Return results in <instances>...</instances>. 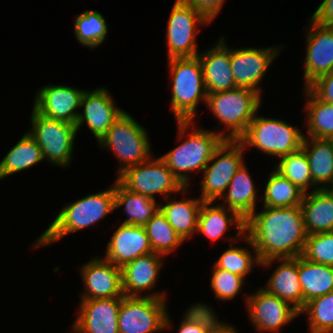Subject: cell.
Segmentation results:
<instances>
[{
  "instance_id": "cell-24",
  "label": "cell",
  "mask_w": 333,
  "mask_h": 333,
  "mask_svg": "<svg viewBox=\"0 0 333 333\" xmlns=\"http://www.w3.org/2000/svg\"><path fill=\"white\" fill-rule=\"evenodd\" d=\"M233 227L236 228V231H245L246 220L236 211L220 203L203 201L198 215L197 234H202L213 243L223 239L226 232Z\"/></svg>"
},
{
  "instance_id": "cell-1",
  "label": "cell",
  "mask_w": 333,
  "mask_h": 333,
  "mask_svg": "<svg viewBox=\"0 0 333 333\" xmlns=\"http://www.w3.org/2000/svg\"><path fill=\"white\" fill-rule=\"evenodd\" d=\"M262 207L246 219L245 227L260 262L302 256L308 234L301 205Z\"/></svg>"
},
{
  "instance_id": "cell-3",
  "label": "cell",
  "mask_w": 333,
  "mask_h": 333,
  "mask_svg": "<svg viewBox=\"0 0 333 333\" xmlns=\"http://www.w3.org/2000/svg\"><path fill=\"white\" fill-rule=\"evenodd\" d=\"M61 209L48 228L36 238L32 248L50 246L68 234L96 225L112 213L115 210L114 182L109 189L91 193L66 204Z\"/></svg>"
},
{
  "instance_id": "cell-16",
  "label": "cell",
  "mask_w": 333,
  "mask_h": 333,
  "mask_svg": "<svg viewBox=\"0 0 333 333\" xmlns=\"http://www.w3.org/2000/svg\"><path fill=\"white\" fill-rule=\"evenodd\" d=\"M307 23L303 88L320 76L333 72V27L316 23L311 18Z\"/></svg>"
},
{
  "instance_id": "cell-11",
  "label": "cell",
  "mask_w": 333,
  "mask_h": 333,
  "mask_svg": "<svg viewBox=\"0 0 333 333\" xmlns=\"http://www.w3.org/2000/svg\"><path fill=\"white\" fill-rule=\"evenodd\" d=\"M116 179L128 190L156 200L162 195L163 200L179 193L184 186L169 170L160 157L152 156L149 160L126 169Z\"/></svg>"
},
{
  "instance_id": "cell-12",
  "label": "cell",
  "mask_w": 333,
  "mask_h": 333,
  "mask_svg": "<svg viewBox=\"0 0 333 333\" xmlns=\"http://www.w3.org/2000/svg\"><path fill=\"white\" fill-rule=\"evenodd\" d=\"M211 24L184 0H176L167 21L166 44L170 58L197 57V33L200 26Z\"/></svg>"
},
{
  "instance_id": "cell-42",
  "label": "cell",
  "mask_w": 333,
  "mask_h": 333,
  "mask_svg": "<svg viewBox=\"0 0 333 333\" xmlns=\"http://www.w3.org/2000/svg\"><path fill=\"white\" fill-rule=\"evenodd\" d=\"M307 89L320 101L333 104V72L320 76Z\"/></svg>"
},
{
  "instance_id": "cell-23",
  "label": "cell",
  "mask_w": 333,
  "mask_h": 333,
  "mask_svg": "<svg viewBox=\"0 0 333 333\" xmlns=\"http://www.w3.org/2000/svg\"><path fill=\"white\" fill-rule=\"evenodd\" d=\"M275 262H279V265L270 275L266 286L261 288L288 302L300 312L303 309V293L298 276V257L265 260L260 266L268 268Z\"/></svg>"
},
{
  "instance_id": "cell-46",
  "label": "cell",
  "mask_w": 333,
  "mask_h": 333,
  "mask_svg": "<svg viewBox=\"0 0 333 333\" xmlns=\"http://www.w3.org/2000/svg\"><path fill=\"white\" fill-rule=\"evenodd\" d=\"M328 140L331 142V144L333 146V136H331Z\"/></svg>"
},
{
  "instance_id": "cell-45",
  "label": "cell",
  "mask_w": 333,
  "mask_h": 333,
  "mask_svg": "<svg viewBox=\"0 0 333 333\" xmlns=\"http://www.w3.org/2000/svg\"><path fill=\"white\" fill-rule=\"evenodd\" d=\"M234 325L228 324L220 333H239Z\"/></svg>"
},
{
  "instance_id": "cell-9",
  "label": "cell",
  "mask_w": 333,
  "mask_h": 333,
  "mask_svg": "<svg viewBox=\"0 0 333 333\" xmlns=\"http://www.w3.org/2000/svg\"><path fill=\"white\" fill-rule=\"evenodd\" d=\"M167 298L121 297L119 333H157L171 329Z\"/></svg>"
},
{
  "instance_id": "cell-22",
  "label": "cell",
  "mask_w": 333,
  "mask_h": 333,
  "mask_svg": "<svg viewBox=\"0 0 333 333\" xmlns=\"http://www.w3.org/2000/svg\"><path fill=\"white\" fill-rule=\"evenodd\" d=\"M221 36L216 44L198 54L207 94L237 88L231 69L230 47Z\"/></svg>"
},
{
  "instance_id": "cell-17",
  "label": "cell",
  "mask_w": 333,
  "mask_h": 333,
  "mask_svg": "<svg viewBox=\"0 0 333 333\" xmlns=\"http://www.w3.org/2000/svg\"><path fill=\"white\" fill-rule=\"evenodd\" d=\"M164 256L157 253H150L137 257L121 268L122 291L127 297H152L166 298V291H154L151 289L159 282L158 278L164 264ZM147 292V293H144ZM144 293V294H143Z\"/></svg>"
},
{
  "instance_id": "cell-36",
  "label": "cell",
  "mask_w": 333,
  "mask_h": 333,
  "mask_svg": "<svg viewBox=\"0 0 333 333\" xmlns=\"http://www.w3.org/2000/svg\"><path fill=\"white\" fill-rule=\"evenodd\" d=\"M154 253L168 256L185 243L159 209L144 226Z\"/></svg>"
},
{
  "instance_id": "cell-26",
  "label": "cell",
  "mask_w": 333,
  "mask_h": 333,
  "mask_svg": "<svg viewBox=\"0 0 333 333\" xmlns=\"http://www.w3.org/2000/svg\"><path fill=\"white\" fill-rule=\"evenodd\" d=\"M308 235L333 231V193L317 189L304 194L301 202Z\"/></svg>"
},
{
  "instance_id": "cell-31",
  "label": "cell",
  "mask_w": 333,
  "mask_h": 333,
  "mask_svg": "<svg viewBox=\"0 0 333 333\" xmlns=\"http://www.w3.org/2000/svg\"><path fill=\"white\" fill-rule=\"evenodd\" d=\"M298 276L303 293V308L311 299L333 292V266L299 256Z\"/></svg>"
},
{
  "instance_id": "cell-28",
  "label": "cell",
  "mask_w": 333,
  "mask_h": 333,
  "mask_svg": "<svg viewBox=\"0 0 333 333\" xmlns=\"http://www.w3.org/2000/svg\"><path fill=\"white\" fill-rule=\"evenodd\" d=\"M301 149L307 156L311 177L318 189L333 183V146L328 139L304 137Z\"/></svg>"
},
{
  "instance_id": "cell-6",
  "label": "cell",
  "mask_w": 333,
  "mask_h": 333,
  "mask_svg": "<svg viewBox=\"0 0 333 333\" xmlns=\"http://www.w3.org/2000/svg\"><path fill=\"white\" fill-rule=\"evenodd\" d=\"M102 149L111 150L117 158V177L126 169L149 160L154 154L147 128L126 111L98 141Z\"/></svg>"
},
{
  "instance_id": "cell-5",
  "label": "cell",
  "mask_w": 333,
  "mask_h": 333,
  "mask_svg": "<svg viewBox=\"0 0 333 333\" xmlns=\"http://www.w3.org/2000/svg\"><path fill=\"white\" fill-rule=\"evenodd\" d=\"M171 87V110L175 121H195L199 103L206 105L207 92L200 59L197 57L168 59Z\"/></svg>"
},
{
  "instance_id": "cell-33",
  "label": "cell",
  "mask_w": 333,
  "mask_h": 333,
  "mask_svg": "<svg viewBox=\"0 0 333 333\" xmlns=\"http://www.w3.org/2000/svg\"><path fill=\"white\" fill-rule=\"evenodd\" d=\"M303 95L306 97L303 122L307 130L304 137L329 139L333 136V104L320 101L307 88H303Z\"/></svg>"
},
{
  "instance_id": "cell-18",
  "label": "cell",
  "mask_w": 333,
  "mask_h": 333,
  "mask_svg": "<svg viewBox=\"0 0 333 333\" xmlns=\"http://www.w3.org/2000/svg\"><path fill=\"white\" fill-rule=\"evenodd\" d=\"M84 290L80 300L121 298V268L101 257H92L79 267Z\"/></svg>"
},
{
  "instance_id": "cell-14",
  "label": "cell",
  "mask_w": 333,
  "mask_h": 333,
  "mask_svg": "<svg viewBox=\"0 0 333 333\" xmlns=\"http://www.w3.org/2000/svg\"><path fill=\"white\" fill-rule=\"evenodd\" d=\"M283 46L277 47H241L230 49L231 69L237 87L250 88L262 94L260 83L266 72L283 50Z\"/></svg>"
},
{
  "instance_id": "cell-34",
  "label": "cell",
  "mask_w": 333,
  "mask_h": 333,
  "mask_svg": "<svg viewBox=\"0 0 333 333\" xmlns=\"http://www.w3.org/2000/svg\"><path fill=\"white\" fill-rule=\"evenodd\" d=\"M263 194L267 207H293L301 205L304 192L275 169L268 175Z\"/></svg>"
},
{
  "instance_id": "cell-21",
  "label": "cell",
  "mask_w": 333,
  "mask_h": 333,
  "mask_svg": "<svg viewBox=\"0 0 333 333\" xmlns=\"http://www.w3.org/2000/svg\"><path fill=\"white\" fill-rule=\"evenodd\" d=\"M152 252L145 227L120 223L107 243L103 259L122 268L137 257Z\"/></svg>"
},
{
  "instance_id": "cell-37",
  "label": "cell",
  "mask_w": 333,
  "mask_h": 333,
  "mask_svg": "<svg viewBox=\"0 0 333 333\" xmlns=\"http://www.w3.org/2000/svg\"><path fill=\"white\" fill-rule=\"evenodd\" d=\"M73 26L76 40L89 49L101 46L109 32L104 16L96 10H86L77 15Z\"/></svg>"
},
{
  "instance_id": "cell-44",
  "label": "cell",
  "mask_w": 333,
  "mask_h": 333,
  "mask_svg": "<svg viewBox=\"0 0 333 333\" xmlns=\"http://www.w3.org/2000/svg\"><path fill=\"white\" fill-rule=\"evenodd\" d=\"M310 18L321 25L333 27V0H323Z\"/></svg>"
},
{
  "instance_id": "cell-35",
  "label": "cell",
  "mask_w": 333,
  "mask_h": 333,
  "mask_svg": "<svg viewBox=\"0 0 333 333\" xmlns=\"http://www.w3.org/2000/svg\"><path fill=\"white\" fill-rule=\"evenodd\" d=\"M214 310L202 302L190 305L183 314L177 333H220L229 323L219 320Z\"/></svg>"
},
{
  "instance_id": "cell-32",
  "label": "cell",
  "mask_w": 333,
  "mask_h": 333,
  "mask_svg": "<svg viewBox=\"0 0 333 333\" xmlns=\"http://www.w3.org/2000/svg\"><path fill=\"white\" fill-rule=\"evenodd\" d=\"M42 161H44V158L40 146L26 131L1 159L0 180L30 169Z\"/></svg>"
},
{
  "instance_id": "cell-27",
  "label": "cell",
  "mask_w": 333,
  "mask_h": 333,
  "mask_svg": "<svg viewBox=\"0 0 333 333\" xmlns=\"http://www.w3.org/2000/svg\"><path fill=\"white\" fill-rule=\"evenodd\" d=\"M258 189L253 178L244 163L232 178L226 192L220 200L221 205L236 211L244 220H246L254 211H256Z\"/></svg>"
},
{
  "instance_id": "cell-25",
  "label": "cell",
  "mask_w": 333,
  "mask_h": 333,
  "mask_svg": "<svg viewBox=\"0 0 333 333\" xmlns=\"http://www.w3.org/2000/svg\"><path fill=\"white\" fill-rule=\"evenodd\" d=\"M186 192H189V187H184L180 191L182 199L173 200L169 196L165 199V204L159 202V209L184 242L197 235L198 215L203 203L199 196L185 200L183 196L185 197Z\"/></svg>"
},
{
  "instance_id": "cell-19",
  "label": "cell",
  "mask_w": 333,
  "mask_h": 333,
  "mask_svg": "<svg viewBox=\"0 0 333 333\" xmlns=\"http://www.w3.org/2000/svg\"><path fill=\"white\" fill-rule=\"evenodd\" d=\"M85 91L74 86L49 84L36 92L32 107L45 117L76 125L81 98Z\"/></svg>"
},
{
  "instance_id": "cell-43",
  "label": "cell",
  "mask_w": 333,
  "mask_h": 333,
  "mask_svg": "<svg viewBox=\"0 0 333 333\" xmlns=\"http://www.w3.org/2000/svg\"><path fill=\"white\" fill-rule=\"evenodd\" d=\"M201 13L210 23L219 15L226 0H184Z\"/></svg>"
},
{
  "instance_id": "cell-10",
  "label": "cell",
  "mask_w": 333,
  "mask_h": 333,
  "mask_svg": "<svg viewBox=\"0 0 333 333\" xmlns=\"http://www.w3.org/2000/svg\"><path fill=\"white\" fill-rule=\"evenodd\" d=\"M245 148L239 140H224L203 169L200 198L216 202L226 192L236 172L243 166Z\"/></svg>"
},
{
  "instance_id": "cell-40",
  "label": "cell",
  "mask_w": 333,
  "mask_h": 333,
  "mask_svg": "<svg viewBox=\"0 0 333 333\" xmlns=\"http://www.w3.org/2000/svg\"><path fill=\"white\" fill-rule=\"evenodd\" d=\"M212 267L210 289L213 290L216 299L227 302L236 298L246 285V280L240 275L217 268L214 264Z\"/></svg>"
},
{
  "instance_id": "cell-13",
  "label": "cell",
  "mask_w": 333,
  "mask_h": 333,
  "mask_svg": "<svg viewBox=\"0 0 333 333\" xmlns=\"http://www.w3.org/2000/svg\"><path fill=\"white\" fill-rule=\"evenodd\" d=\"M247 313L254 329L259 333H279L288 323L300 316L288 302L267 293L260 286L255 293L244 296Z\"/></svg>"
},
{
  "instance_id": "cell-47",
  "label": "cell",
  "mask_w": 333,
  "mask_h": 333,
  "mask_svg": "<svg viewBox=\"0 0 333 333\" xmlns=\"http://www.w3.org/2000/svg\"><path fill=\"white\" fill-rule=\"evenodd\" d=\"M328 190H330L333 193V183L332 185L328 188Z\"/></svg>"
},
{
  "instance_id": "cell-15",
  "label": "cell",
  "mask_w": 333,
  "mask_h": 333,
  "mask_svg": "<svg viewBox=\"0 0 333 333\" xmlns=\"http://www.w3.org/2000/svg\"><path fill=\"white\" fill-rule=\"evenodd\" d=\"M109 89L100 87L86 90L81 98L80 108L76 120V130L79 132L82 125H87L90 132L98 142L111 128L114 122L125 112L118 108Z\"/></svg>"
},
{
  "instance_id": "cell-2",
  "label": "cell",
  "mask_w": 333,
  "mask_h": 333,
  "mask_svg": "<svg viewBox=\"0 0 333 333\" xmlns=\"http://www.w3.org/2000/svg\"><path fill=\"white\" fill-rule=\"evenodd\" d=\"M176 123V139L181 143L159 157L184 187L191 188L190 174L203 172L215 150L225 139L214 129L212 131L196 128L194 120L176 121ZM189 129L192 131L187 133Z\"/></svg>"
},
{
  "instance_id": "cell-20",
  "label": "cell",
  "mask_w": 333,
  "mask_h": 333,
  "mask_svg": "<svg viewBox=\"0 0 333 333\" xmlns=\"http://www.w3.org/2000/svg\"><path fill=\"white\" fill-rule=\"evenodd\" d=\"M73 333H119L121 298L80 300Z\"/></svg>"
},
{
  "instance_id": "cell-4",
  "label": "cell",
  "mask_w": 333,
  "mask_h": 333,
  "mask_svg": "<svg viewBox=\"0 0 333 333\" xmlns=\"http://www.w3.org/2000/svg\"><path fill=\"white\" fill-rule=\"evenodd\" d=\"M262 101L261 94L257 91L237 87L207 94L206 107L220 122L218 124L227 128L216 129L215 132L225 140H239L246 133L251 120L261 108Z\"/></svg>"
},
{
  "instance_id": "cell-41",
  "label": "cell",
  "mask_w": 333,
  "mask_h": 333,
  "mask_svg": "<svg viewBox=\"0 0 333 333\" xmlns=\"http://www.w3.org/2000/svg\"><path fill=\"white\" fill-rule=\"evenodd\" d=\"M302 257L333 266V231L308 235Z\"/></svg>"
},
{
  "instance_id": "cell-38",
  "label": "cell",
  "mask_w": 333,
  "mask_h": 333,
  "mask_svg": "<svg viewBox=\"0 0 333 333\" xmlns=\"http://www.w3.org/2000/svg\"><path fill=\"white\" fill-rule=\"evenodd\" d=\"M277 161L278 163L274 169L283 177L289 179L305 194L310 192L309 188L311 187L313 188L312 191L318 189L312 181L309 162L302 149L283 156Z\"/></svg>"
},
{
  "instance_id": "cell-39",
  "label": "cell",
  "mask_w": 333,
  "mask_h": 333,
  "mask_svg": "<svg viewBox=\"0 0 333 333\" xmlns=\"http://www.w3.org/2000/svg\"><path fill=\"white\" fill-rule=\"evenodd\" d=\"M306 315L309 333H331L333 330V292L305 303L299 312Z\"/></svg>"
},
{
  "instance_id": "cell-8",
  "label": "cell",
  "mask_w": 333,
  "mask_h": 333,
  "mask_svg": "<svg viewBox=\"0 0 333 333\" xmlns=\"http://www.w3.org/2000/svg\"><path fill=\"white\" fill-rule=\"evenodd\" d=\"M30 116L31 128L27 133L40 146L44 160L57 167L67 168L74 154L78 133L76 125L45 117L33 107Z\"/></svg>"
},
{
  "instance_id": "cell-29",
  "label": "cell",
  "mask_w": 333,
  "mask_h": 333,
  "mask_svg": "<svg viewBox=\"0 0 333 333\" xmlns=\"http://www.w3.org/2000/svg\"><path fill=\"white\" fill-rule=\"evenodd\" d=\"M114 206L115 210L124 207L127 218L122 224L140 227H144L159 210L155 199L126 189L117 179L114 181Z\"/></svg>"
},
{
  "instance_id": "cell-7",
  "label": "cell",
  "mask_w": 333,
  "mask_h": 333,
  "mask_svg": "<svg viewBox=\"0 0 333 333\" xmlns=\"http://www.w3.org/2000/svg\"><path fill=\"white\" fill-rule=\"evenodd\" d=\"M298 127L279 118L256 113L246 133L239 139L245 150L255 148L277 160L301 149L304 133Z\"/></svg>"
},
{
  "instance_id": "cell-30",
  "label": "cell",
  "mask_w": 333,
  "mask_h": 333,
  "mask_svg": "<svg viewBox=\"0 0 333 333\" xmlns=\"http://www.w3.org/2000/svg\"><path fill=\"white\" fill-rule=\"evenodd\" d=\"M227 240L230 242L228 244L229 248L223 251L221 256L214 262V265L217 268L240 275L246 280V277L254 269L253 267L261 264L256 249L250 238L245 234V231H237L235 236H229ZM239 241H244L251 250L243 246L234 247L232 242L239 243Z\"/></svg>"
}]
</instances>
